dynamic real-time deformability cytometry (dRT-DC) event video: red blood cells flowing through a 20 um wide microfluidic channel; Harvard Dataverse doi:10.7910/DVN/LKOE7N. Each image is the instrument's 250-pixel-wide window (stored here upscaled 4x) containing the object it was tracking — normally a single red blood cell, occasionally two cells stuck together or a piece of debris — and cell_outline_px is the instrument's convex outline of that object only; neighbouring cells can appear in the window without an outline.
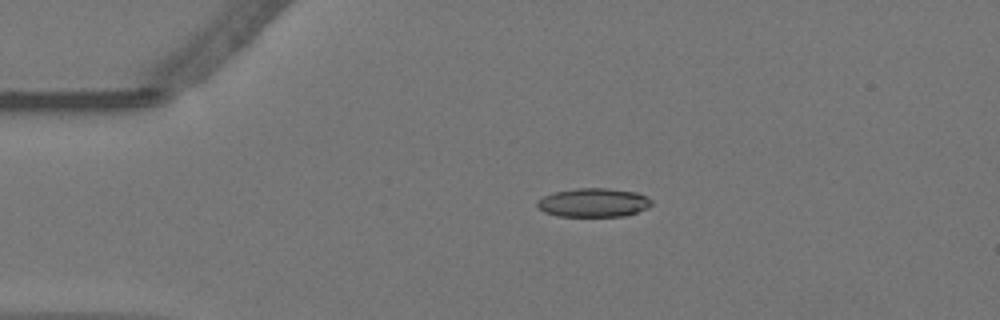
{"species": "Egyptian fruit bat (a non-hibernating species)", "species_latin": "Rousettus aegyptiacus", "temperature_condition": "warm", "stored_images_in_passage": 46, "camera_frame_rate_fps": 3000, "um_per_image_px": 0.085, "animal": {"sex": "female"}, "frame": {"image": 1, "passage_image": 1, "time_ms": 0.0, "image_size_px": [1000, 320], "cell_outline_px": [[652, 204], [648, 208], [624, 216], [560, 216], [544, 212], [536, 204], [536, 200], [544, 196], [556, 192], [576, 188], [608, 188], [636, 192], [652, 200]], "centroid_in_image_um": [50.45, 17.22], "position_along_channel_um": 34.6, "area_um2": 19.07}}
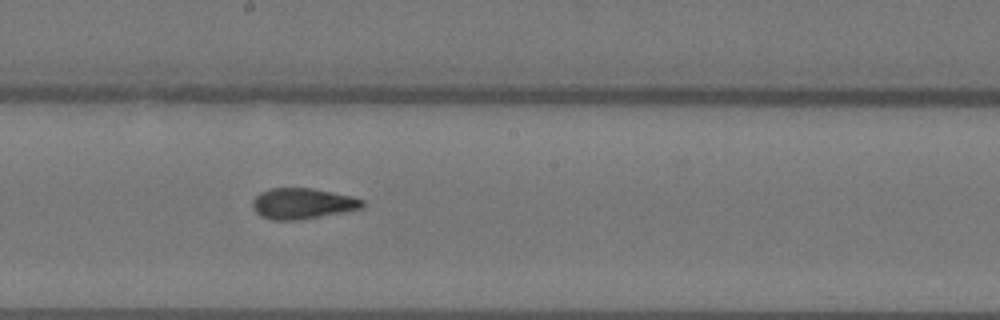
{"frame": {"image": 2, "passage_image": 20, "time_ms": 6.333, "image_size_px": [1000, 320], "cell_outline_px": [[364, 208], [344, 212], [300, 220], [272, 220], [260, 216], [252, 208], [252, 200], [260, 192], [268, 188], [312, 188], [352, 196], [364, 200]], "centroid_in_image_um": [25.7, 17.3], "position_along_channel_um": 222.5, "area_um2": 19.94}}
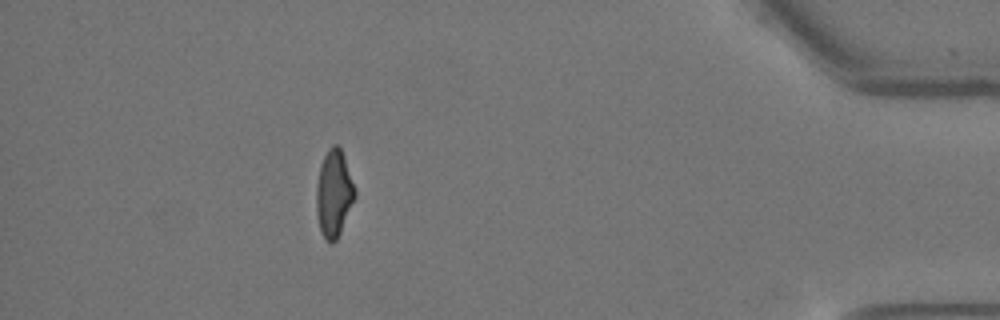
{"frame": {"image": 3, "passage_image": 40, "time_ms": 13.0, "image_size_px": [1000, 320], "cell_outline_px": [[356, 196], [340, 232], [336, 240], [332, 244], [324, 240], [320, 228], [316, 212], [316, 188], [320, 164], [328, 148], [332, 144], [336, 144], [340, 148], [344, 156], [356, 192]], "centroid_in_image_um": [28.36, 16.45], "position_along_channel_um": 406.8, "area_um2": 19.48}, "authors_computed_cell_mechanics": {"area_um2": 19.9699, "velocity_mm_per_s": 3.5566, "shape_relaxation_time_tau1_ms": null, "shape_relaxation_time_tau2_ms": 1.5563, "deformation_change_tau1": null, "deformation_change_tau2": 0.0767}}